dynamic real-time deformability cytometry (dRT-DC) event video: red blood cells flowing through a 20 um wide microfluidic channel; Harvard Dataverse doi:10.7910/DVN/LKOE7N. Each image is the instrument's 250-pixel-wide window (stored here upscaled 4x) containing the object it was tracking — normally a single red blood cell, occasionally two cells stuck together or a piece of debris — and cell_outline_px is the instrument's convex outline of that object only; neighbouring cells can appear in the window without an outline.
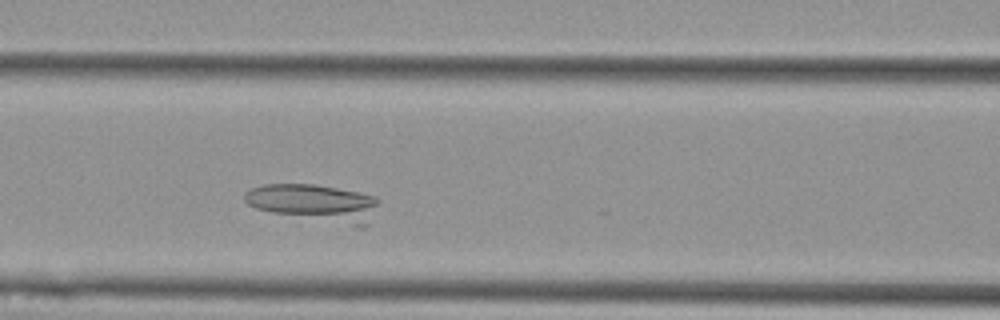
{"species": "Egyptian fruit bat (a non-hibernating species)", "species_latin": "Rousettus aegyptiacus", "temperature_condition": "cold", "stored_images_in_passage": 19, "camera_frame_rate_fps": 3000, "um_per_image_px": 0.085, "animal": {"sex": "female"}, "frame": {"image": 1, "passage_image": 8, "time_ms": 2.333, "image_size_px": [1000, 320], "cell_outline_px": [[380, 200], [368, 224], [364, 228], [356, 228], [272, 212], [256, 208], [248, 204], [244, 200], [244, 192], [252, 188], [264, 184], [312, 184], [360, 192], [372, 196]], "centroid_in_image_um": [26.76, 17.27], "position_along_channel_um": 139.8, "area_um2": 29.25}}
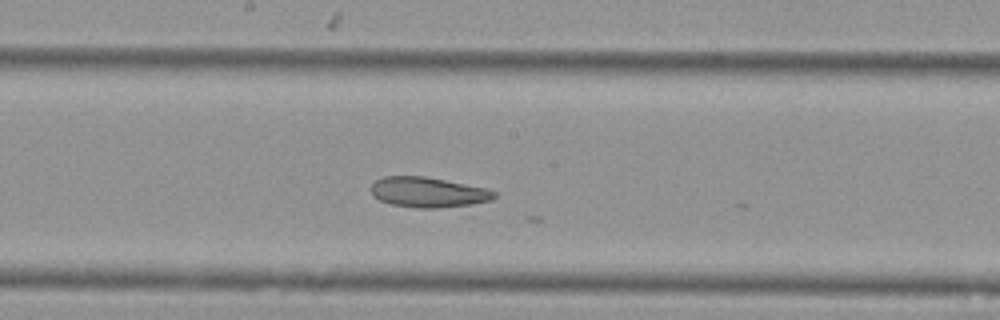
{"frame": {"image": 2, "passage_image": 14, "time_ms": 4.333, "image_size_px": [1000, 320], "cell_outline_px": [[496, 196], [492, 200], [472, 204], [436, 208], [416, 208], [392, 204], [380, 200], [372, 196], [372, 184], [376, 180], [384, 176], [424, 176], [488, 188], [496, 192]], "centroid_in_image_um": [36.41, 16.34], "position_along_channel_um": 211.8, "area_um2": 21.68}}
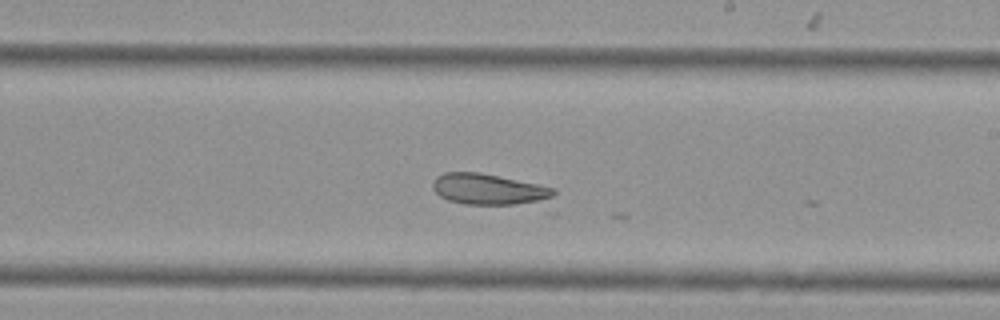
{"frame": {"image": 3, "passage_image": 17, "time_ms": 5.333, "image_size_px": [1000, 320], "cell_outline_px": [[556, 192], [548, 200], [512, 204], [464, 204], [448, 200], [440, 196], [432, 188], [432, 180], [436, 176], [444, 172], [480, 172], [556, 188]], "centroid_in_image_um": [41.5, 16.07], "position_along_channel_um": 247.5, "area_um2": 21.73}}